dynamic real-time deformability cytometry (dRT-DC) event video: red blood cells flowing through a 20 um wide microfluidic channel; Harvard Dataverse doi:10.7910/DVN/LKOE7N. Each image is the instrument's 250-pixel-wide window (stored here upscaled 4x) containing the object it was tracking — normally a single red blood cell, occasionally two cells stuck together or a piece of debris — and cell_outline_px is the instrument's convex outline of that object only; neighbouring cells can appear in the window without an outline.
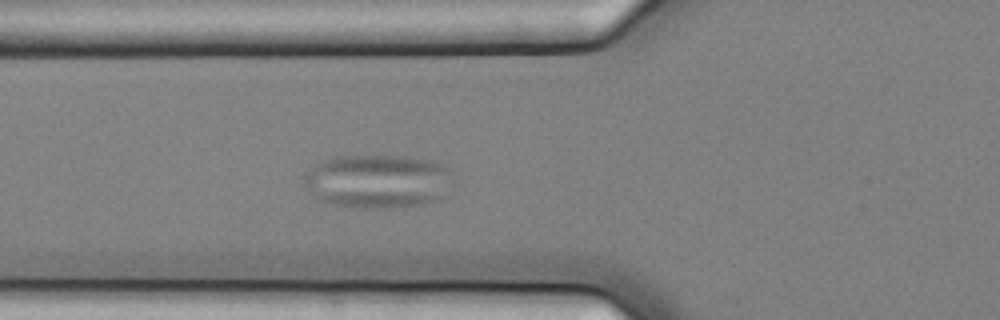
{"species": "common noctule bat (a hibernating species)", "species_latin": "Nyctalus noctula", "temperature_condition": "cold", "stored_images_in_passage": 40, "camera_frame_rate_fps": 3000, "um_per_image_px": 0.085, "animal": {"sex": "female", "body_mass_g": 25.1}, "frame": {"image": 1, "passage_image": 5, "time_ms": 1.333, "image_size_px": [1000, 320], "cell_outline_px": [[452, 172], [440, 196], [436, 200], [404, 208], [364, 208], [332, 204], [320, 200], [304, 184], [304, 176], [316, 164], [332, 156], [404, 156], [432, 160], [444, 164]], "centroid_in_image_um": [32.08, 15.39], "position_along_channel_um": 93.7, "area_um2": 46.18}}
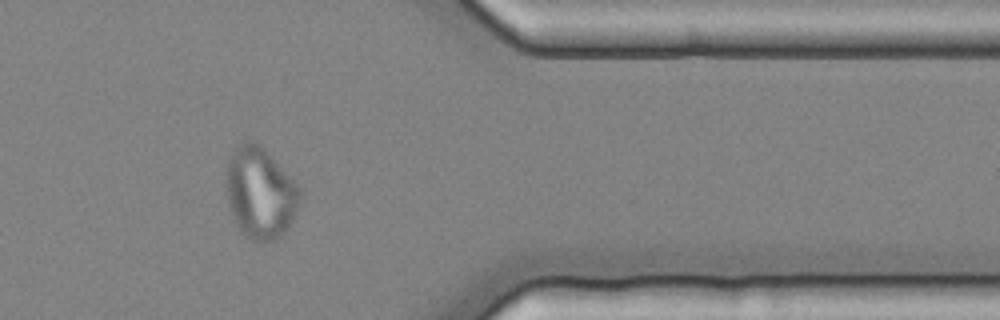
{"frame": {"image": 2, "passage_image": 31, "time_ms": 10.0, "image_size_px": [1000, 320], "cell_outline_px": [[300, 204], [288, 228], [280, 236], [264, 244], [252, 240], [232, 220], [228, 208], [224, 184], [224, 172], [228, 160], [236, 148], [244, 140], [252, 140], [260, 144], [300, 184]], "centroid_in_image_um": [22.1, 16.38], "position_along_channel_um": 389.3, "area_um2": 40.23}}
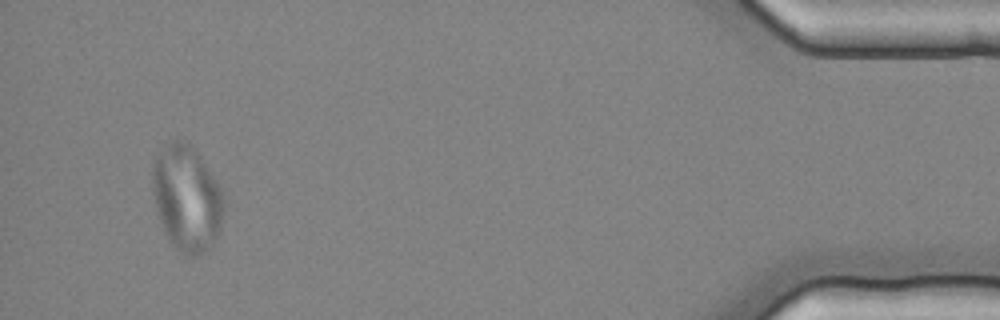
{"frame": {"image": 3, "passage_image": 38, "time_ms": 12.333, "image_size_px": [1000, 320], "cell_outline_px": [[224, 212], [220, 228], [216, 240], [212, 244], [196, 256], [188, 256], [176, 248], [168, 240], [156, 212], [152, 192], [152, 164], [156, 156], [172, 140], [180, 140], [196, 148], [216, 180], [224, 196]], "centroid_in_image_um": [15.87, 16.85], "position_along_channel_um": 419.3, "area_um2": 44.16}}